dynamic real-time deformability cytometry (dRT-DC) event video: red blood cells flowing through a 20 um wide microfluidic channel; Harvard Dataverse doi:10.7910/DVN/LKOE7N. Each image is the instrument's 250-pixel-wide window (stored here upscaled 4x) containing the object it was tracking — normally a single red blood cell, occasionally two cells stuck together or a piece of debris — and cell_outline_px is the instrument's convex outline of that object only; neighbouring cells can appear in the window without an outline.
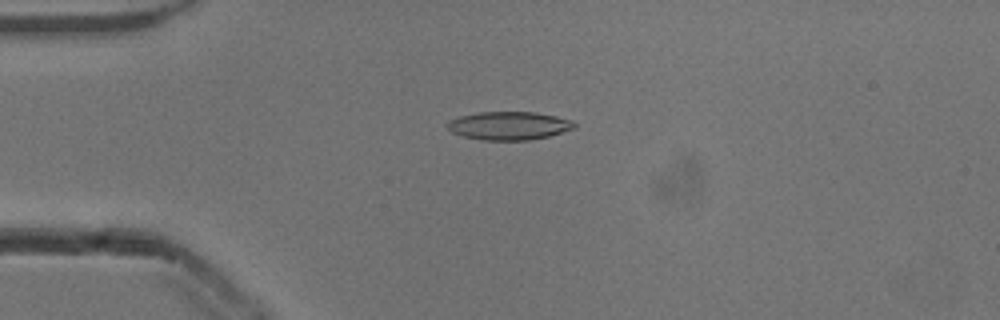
{"species": "common noctule bat (a hibernating species)", "species_latin": "Nyctalus noctula", "temperature_condition": "cold", "stored_images_in_passage": 53, "camera_frame_rate_fps": 3000, "um_per_image_px": 0.085, "animal": {"sex": "male", "body_mass_g": 13.3}, "frame": {"image": 1, "passage_image": 13, "time_ms": 4.0, "image_size_px": [1000, 320], "cell_outline_px": [[576, 128], [548, 136], [528, 140], [484, 140], [464, 136], [452, 132], [444, 124], [448, 120], [460, 116], [480, 112], [536, 112], [556, 116], [572, 120], [576, 124]], "centroid_in_image_um": [43.26, 10.68], "position_along_channel_um": 41.7, "area_um2": 20.92}}
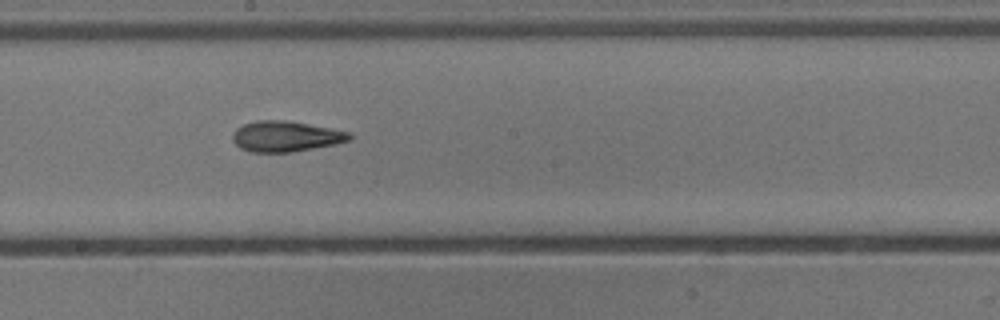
{"frame": {"image": 2, "passage_image": 29, "time_ms": 9.333, "image_size_px": [1000, 320], "cell_outline_px": [[352, 140], [336, 144], [292, 152], [252, 152], [240, 148], [232, 140], [232, 136], [236, 128], [244, 124], [256, 120], [284, 120], [308, 124], [348, 132], [352, 136]], "centroid_in_image_um": [24.27, 11.6], "position_along_channel_um": 223.9, "area_um2": 20.75}}
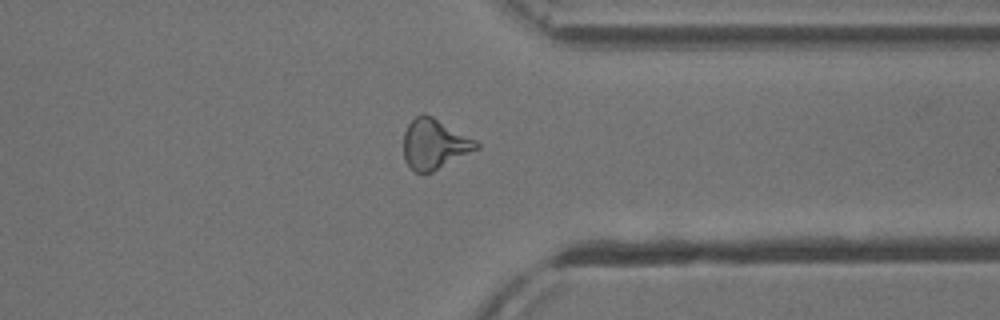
{"frame": {"image": 3, "passage_image": 41, "time_ms": 13.333, "image_size_px": [1000, 320], "cell_outline_px": [[480, 148], [432, 172], [416, 172], [404, 160], [404, 132], [408, 124], [420, 112], [424, 112], [432, 116], [476, 140], [480, 144]], "centroid_in_image_um": [36.93, 12.23], "position_along_channel_um": 374.5, "area_um2": 21.21}, "authors_computed_cell_mechanics": {"area_um2": 20.8658, "velocity_mm_per_s": 3.8658, "shape_relaxation_time_tau1_ms": 3.9124, "shape_relaxation_time_tau2_ms": 2.6303, "deformation_change_tau1": 0.1582, "deformation_change_tau2": 0.1251}}